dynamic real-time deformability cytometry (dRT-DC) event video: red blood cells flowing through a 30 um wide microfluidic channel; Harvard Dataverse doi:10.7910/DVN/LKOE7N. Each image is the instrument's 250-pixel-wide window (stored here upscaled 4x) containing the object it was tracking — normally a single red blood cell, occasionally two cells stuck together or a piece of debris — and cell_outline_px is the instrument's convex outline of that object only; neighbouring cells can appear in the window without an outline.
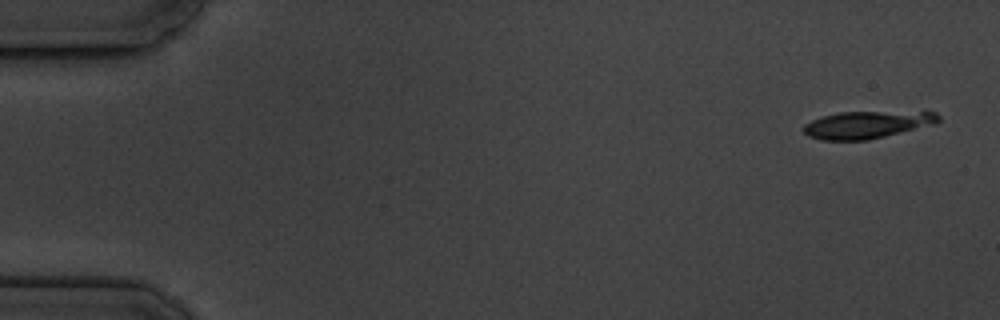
{"species": "common noctule bat (a hibernating species)", "species_latin": "Nyctalus noctula", "temperature_condition": "cold", "stored_images_in_passage": 3, "camera_frame_rate_fps": 3000, "um_per_image_px": 0.085, "animal": {"sex": "male", "body_mass_g": 19.5, "forearm_length_mm": 54.6}, "frame": {"image": 1, "passage_image": 1, "time_ms": 0.0, "image_size_px": [1000, 320], "cell_outline_px": [[940, 120], [936, 124], [868, 140], [820, 140], [808, 136], [804, 132], [804, 124], [812, 120], [824, 116], [840, 112], [936, 112], [940, 116]], "centroid_in_image_um": [73.71, 10.61], "position_along_channel_um": 11.3, "area_um2": 21.33}}